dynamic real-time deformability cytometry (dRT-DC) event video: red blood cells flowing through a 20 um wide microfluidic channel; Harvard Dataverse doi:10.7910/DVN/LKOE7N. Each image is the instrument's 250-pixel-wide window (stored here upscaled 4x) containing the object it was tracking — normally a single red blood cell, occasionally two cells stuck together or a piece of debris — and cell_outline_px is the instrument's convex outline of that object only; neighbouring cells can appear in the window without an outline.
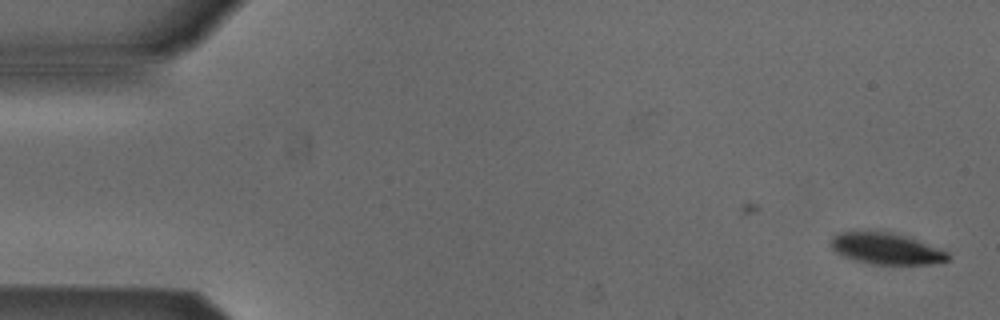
{"species": "Egyptian fruit bat (a non-hibernating species)", "species_latin": "Rousettus aegyptiacus", "temperature_condition": "cold", "stored_images_in_passage": 49, "camera_frame_rate_fps": 3000, "um_per_image_px": 0.085, "animal": {"sex": "male"}, "frame": {"image": 1, "passage_image": 1, "time_ms": 0.0, "image_size_px": [1000, 320], "cell_outline_px": [[952, 256], [948, 260], [928, 264], [872, 264], [856, 260], [844, 256], [836, 252], [832, 248], [832, 236], [840, 232], [888, 232], [904, 236], [916, 240], [948, 252]], "centroid_in_image_um": [75.33, 21.15], "position_along_channel_um": 9.7, "area_um2": 20.81}}
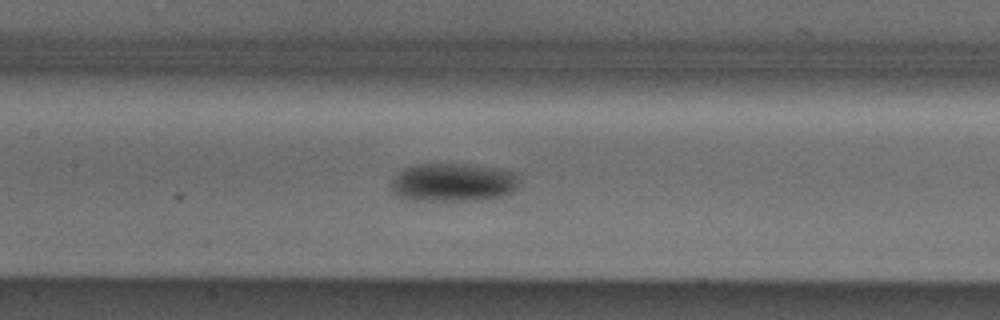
{"frame": {"image": 2, "passage_image": 24, "time_ms": 7.667, "image_size_px": [1000, 320], "cell_outline_px": [[520, 184], [512, 192], [500, 196], [476, 200], [412, 200], [400, 196], [392, 192], [392, 180], [404, 168], [420, 164], [464, 164], [520, 172]], "centroid_in_image_um": [38.57, 15.5], "position_along_channel_um": 168.8, "area_um2": 28.5}}
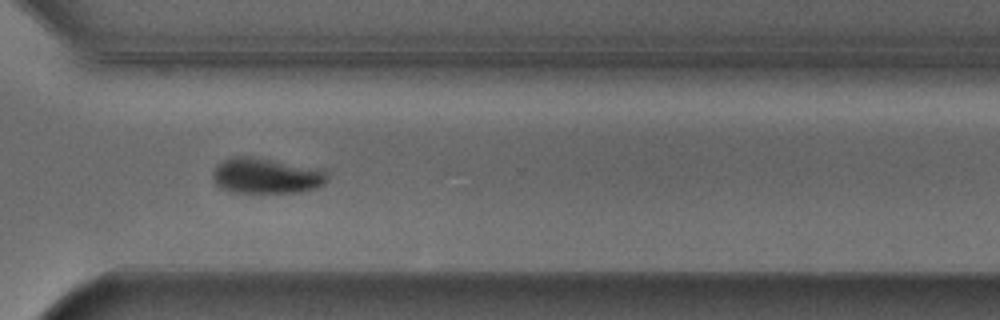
{"frame": {"image": 3, "passage_image": 38, "time_ms": 12.333, "image_size_px": [1000, 320], "cell_outline_px": [[328, 180], [324, 184], [316, 188], [300, 192], [236, 192], [220, 188], [212, 180], [212, 172], [216, 164], [232, 156], [248, 156], [324, 168], [328, 176]], "centroid_in_image_um": [22.65, 14.93], "position_along_channel_um": 348.0, "area_um2": 24.04}, "authors_computed_cell_mechanics": {"area_um2": 24.7384, "velocity_mm_per_s": 3.8448, "shape_relaxation_time_tau1_ms": 3.6129, "shape_relaxation_time_tau2_ms": null, "deformation_change_tau1": 0.0953, "deformation_change_tau2": null}}